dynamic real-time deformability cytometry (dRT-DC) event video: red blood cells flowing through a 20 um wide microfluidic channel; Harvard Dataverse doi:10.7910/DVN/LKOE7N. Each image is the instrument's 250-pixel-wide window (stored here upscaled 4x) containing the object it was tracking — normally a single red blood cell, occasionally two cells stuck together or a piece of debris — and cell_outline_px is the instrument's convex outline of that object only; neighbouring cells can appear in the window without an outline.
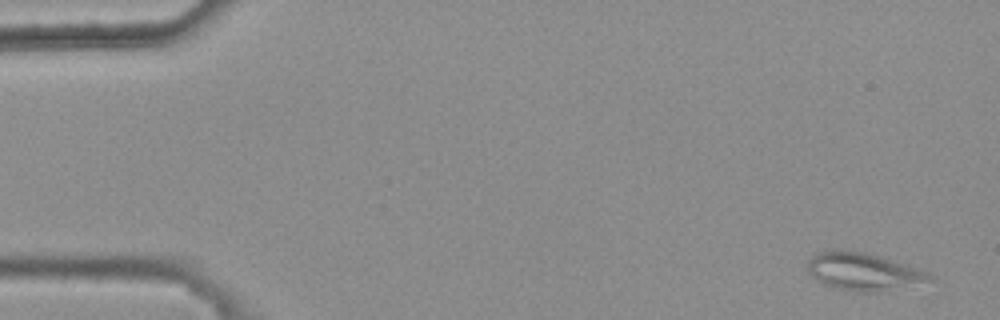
{"species": "common noctule bat (a hibernating species)", "species_latin": "Nyctalus noctula", "temperature_condition": "warm", "stored_images_in_passage": 5, "camera_frame_rate_fps": 3000, "um_per_image_px": 0.085, "animal": {"sex": "female", "body_mass_g": 25.1}, "frame": {"image": 1, "passage_image": 1, "time_ms": 0.0, "image_size_px": [1000, 320], "cell_outline_px": [[936, 276], [932, 280], [884, 292], [860, 292], [836, 288], [824, 284], [816, 280], [808, 272], [808, 260], [812, 256], [820, 252], [832, 248], [840, 248], [864, 252], [880, 256], [928, 272]], "centroid_in_image_um": [73.37, 23.08], "position_along_channel_um": 11.6, "area_um2": 26.93}}